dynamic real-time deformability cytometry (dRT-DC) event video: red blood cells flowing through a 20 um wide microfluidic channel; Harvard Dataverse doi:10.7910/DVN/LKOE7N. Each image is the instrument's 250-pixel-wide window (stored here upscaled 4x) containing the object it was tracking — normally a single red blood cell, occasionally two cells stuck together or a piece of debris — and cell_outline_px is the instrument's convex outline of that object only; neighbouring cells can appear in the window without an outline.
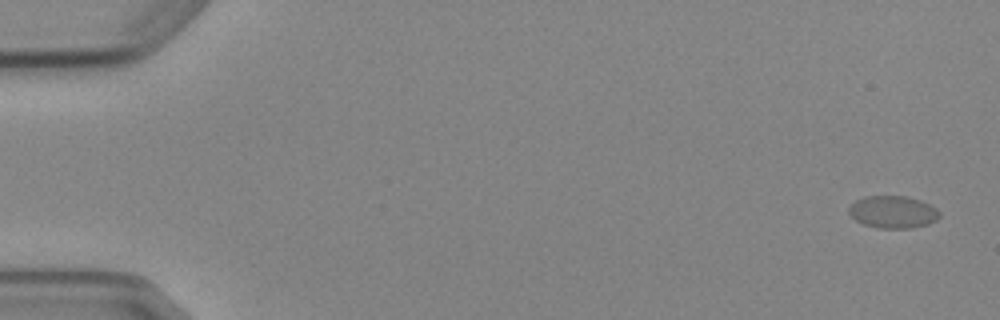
{"species": "Egyptian fruit bat (a non-hibernating species)", "species_latin": "Rousettus aegyptiacus", "temperature_condition": "cold", "stored_images_in_passage": 6, "camera_frame_rate_fps": 3000, "um_per_image_px": 0.085, "animal": {"sex": "female"}, "frame": {"image": 1, "passage_image": 1, "time_ms": 0.0, "image_size_px": [1000, 320], "cell_outline_px": [[940, 216], [936, 220], [928, 224], [912, 228], [880, 228], [864, 224], [856, 220], [848, 212], [848, 208], [856, 200], [864, 196], [908, 196], [920, 200], [936, 208], [940, 212]], "centroid_in_image_um": [75.91, 18.01], "position_along_channel_um": 9.1, "area_um2": 17.05}}
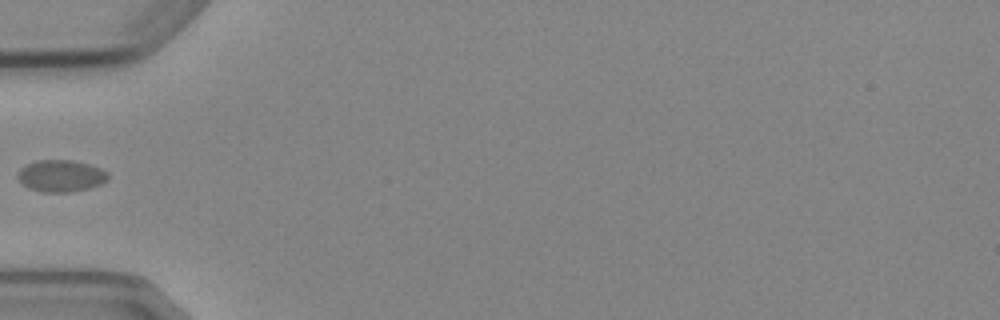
{"frame": {"image": 2, "passage_image": 5, "time_ms": 5.667, "image_size_px": [1000, 320], "cell_outline_px": [[108, 180], [100, 184], [88, 188], [68, 192], [40, 192], [28, 188], [16, 176], [20, 168], [36, 160], [72, 160], [88, 164], [100, 168], [108, 172]], "centroid_in_image_um": [5.17, 14.95], "position_along_channel_um": 79.8, "area_um2": 16.7}}
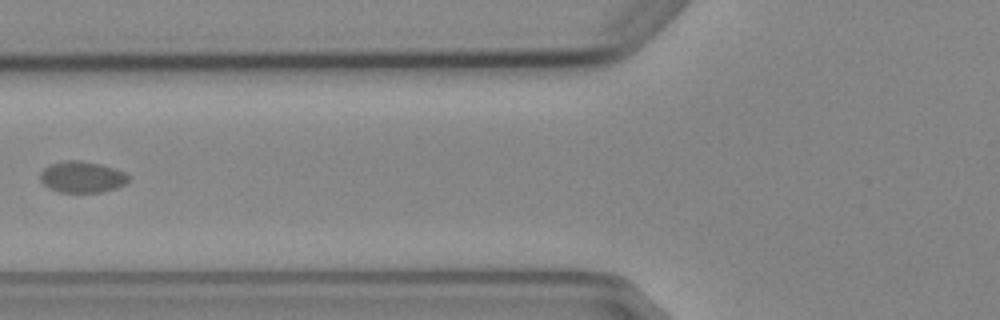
{"frame": {"image": 3, "passage_image": 6, "time_ms": 6.667, "image_size_px": [1000, 320], "cell_outline_px": [[128, 180], [124, 184], [116, 188], [100, 192], [60, 192], [48, 188], [40, 180], [40, 172], [44, 168], [52, 164], [64, 160], [80, 160], [100, 164], [124, 172], [128, 176]], "centroid_in_image_um": [6.94, 15.04], "position_along_channel_um": 118.9, "area_um2": 15.95}}